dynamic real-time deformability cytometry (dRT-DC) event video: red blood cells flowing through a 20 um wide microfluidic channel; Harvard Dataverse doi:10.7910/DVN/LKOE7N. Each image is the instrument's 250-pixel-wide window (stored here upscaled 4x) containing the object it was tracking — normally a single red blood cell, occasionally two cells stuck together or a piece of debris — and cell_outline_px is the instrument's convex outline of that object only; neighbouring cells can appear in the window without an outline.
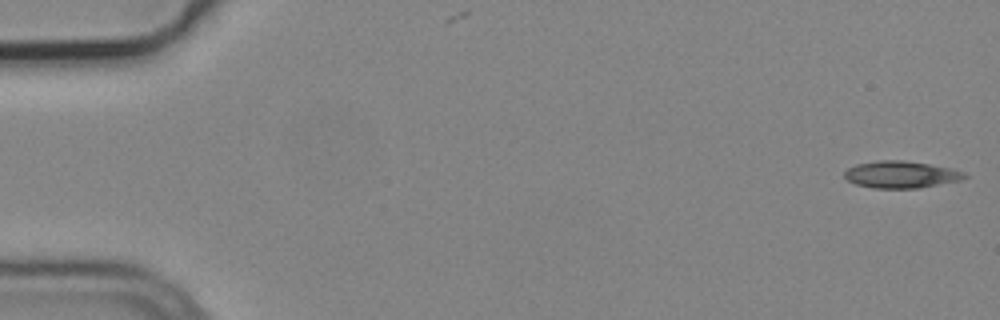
{"species": "common noctule bat (a hibernating species)", "species_latin": "Nyctalus noctula", "temperature_condition": "cold", "stored_images_in_passage": 4, "camera_frame_rate_fps": 3000, "um_per_image_px": 0.085, "animal": {"sex": "male", "body_mass_g": 19.2, "forearm_length_mm": 51.8}, "frame": {"image": 1, "passage_image": 1, "time_ms": 0.0, "image_size_px": [1000, 320], "cell_outline_px": [[968, 176], [960, 180], [920, 188], [872, 188], [856, 184], [848, 180], [844, 176], [844, 172], [848, 168], [856, 164], [880, 160], [904, 160], [952, 168], [964, 172]], "centroid_in_image_um": [76.58, 14.83], "position_along_channel_um": 8.4, "area_um2": 18.84}}